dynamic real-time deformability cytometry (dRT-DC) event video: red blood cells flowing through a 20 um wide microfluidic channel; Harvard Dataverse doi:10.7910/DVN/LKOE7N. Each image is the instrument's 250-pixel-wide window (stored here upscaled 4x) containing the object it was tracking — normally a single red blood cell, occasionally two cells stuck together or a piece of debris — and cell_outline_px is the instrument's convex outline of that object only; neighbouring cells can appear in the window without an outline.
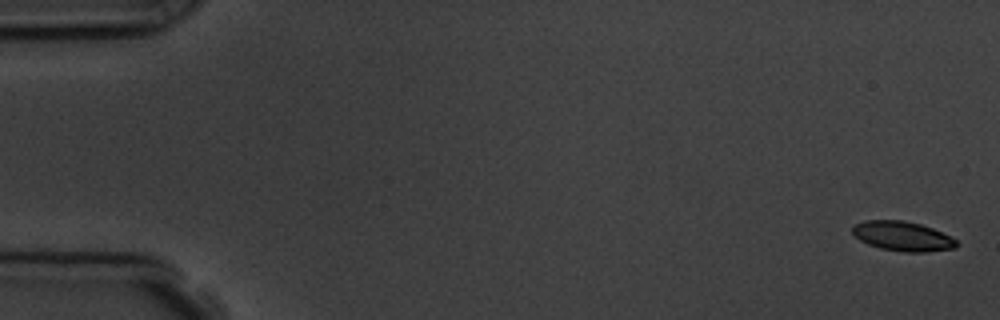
{"species": "common noctule bat (a hibernating species)", "species_latin": "Nyctalus noctula", "temperature_condition": "room temperature", "stored_images_in_passage": 6, "camera_frame_rate_fps": 3000, "um_per_image_px": 0.085, "animal": {"sex": "male", "body_mass_g": 19.5, "forearm_length_mm": 54.6}, "frame": {"image": 1, "passage_image": 1, "time_ms": 0.0, "image_size_px": [1000, 320], "cell_outline_px": [[960, 244], [956, 248], [924, 252], [904, 252], [880, 248], [868, 244], [860, 240], [852, 232], [852, 224], [864, 220], [904, 220], [920, 224], [932, 228], [956, 240]], "centroid_in_image_um": [76.69, 20.07], "position_along_channel_um": 8.3, "area_um2": 17.98}}
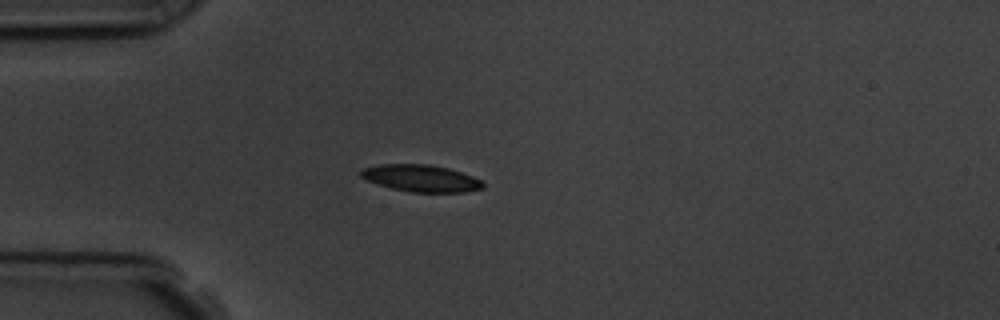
{"frame": {"image": 2, "passage_image": 5, "time_ms": 4.667, "image_size_px": [1000, 320], "cell_outline_px": [[484, 188], [464, 192], [412, 192], [392, 188], [368, 180], [360, 176], [360, 172], [364, 168], [380, 164], [428, 164], [448, 168], [472, 176], [480, 180], [484, 184]], "centroid_in_image_um": [35.8, 15.15], "position_along_channel_um": 49.2, "area_um2": 18.9}}